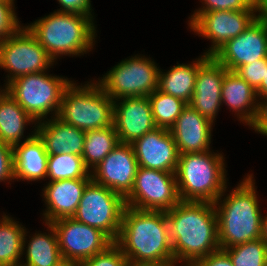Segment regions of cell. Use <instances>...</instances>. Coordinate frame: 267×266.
<instances>
[{"mask_svg":"<svg viewBox=\"0 0 267 266\" xmlns=\"http://www.w3.org/2000/svg\"><path fill=\"white\" fill-rule=\"evenodd\" d=\"M169 235L176 263L192 261L220 250L214 203L180 201L166 211Z\"/></svg>","mask_w":267,"mask_h":266,"instance_id":"1","label":"cell"},{"mask_svg":"<svg viewBox=\"0 0 267 266\" xmlns=\"http://www.w3.org/2000/svg\"><path fill=\"white\" fill-rule=\"evenodd\" d=\"M128 262L134 265H174L165 211L125 207L118 239Z\"/></svg>","mask_w":267,"mask_h":266,"instance_id":"2","label":"cell"},{"mask_svg":"<svg viewBox=\"0 0 267 266\" xmlns=\"http://www.w3.org/2000/svg\"><path fill=\"white\" fill-rule=\"evenodd\" d=\"M226 190L214 202L221 250L261 238L262 229L263 214L260 212L253 175H247L223 198Z\"/></svg>","mask_w":267,"mask_h":266,"instance_id":"3","label":"cell"},{"mask_svg":"<svg viewBox=\"0 0 267 266\" xmlns=\"http://www.w3.org/2000/svg\"><path fill=\"white\" fill-rule=\"evenodd\" d=\"M93 19L79 13L54 11L26 28L55 61L59 56H81L93 49L96 39Z\"/></svg>","mask_w":267,"mask_h":266,"instance_id":"4","label":"cell"},{"mask_svg":"<svg viewBox=\"0 0 267 266\" xmlns=\"http://www.w3.org/2000/svg\"><path fill=\"white\" fill-rule=\"evenodd\" d=\"M224 163L210 150L180 154L175 174L181 201L214 203L227 188Z\"/></svg>","mask_w":267,"mask_h":266,"instance_id":"5","label":"cell"},{"mask_svg":"<svg viewBox=\"0 0 267 266\" xmlns=\"http://www.w3.org/2000/svg\"><path fill=\"white\" fill-rule=\"evenodd\" d=\"M94 82L77 86L72 81L63 91L57 117L85 132L112 126L114 101Z\"/></svg>","mask_w":267,"mask_h":266,"instance_id":"6","label":"cell"},{"mask_svg":"<svg viewBox=\"0 0 267 266\" xmlns=\"http://www.w3.org/2000/svg\"><path fill=\"white\" fill-rule=\"evenodd\" d=\"M46 72V73H45ZM69 78L48 75L47 71L20 76L7 85V92L37 123L47 115L59 114L63 91Z\"/></svg>","mask_w":267,"mask_h":266,"instance_id":"7","label":"cell"},{"mask_svg":"<svg viewBox=\"0 0 267 266\" xmlns=\"http://www.w3.org/2000/svg\"><path fill=\"white\" fill-rule=\"evenodd\" d=\"M159 70L154 61L135 55L112 67L97 83L113 101L148 97L158 89Z\"/></svg>","mask_w":267,"mask_h":266,"instance_id":"8","label":"cell"},{"mask_svg":"<svg viewBox=\"0 0 267 266\" xmlns=\"http://www.w3.org/2000/svg\"><path fill=\"white\" fill-rule=\"evenodd\" d=\"M125 207L122 195L91 180L72 218L102 230L115 242L120 233Z\"/></svg>","mask_w":267,"mask_h":266,"instance_id":"9","label":"cell"},{"mask_svg":"<svg viewBox=\"0 0 267 266\" xmlns=\"http://www.w3.org/2000/svg\"><path fill=\"white\" fill-rule=\"evenodd\" d=\"M54 62L25 26L0 40V67L10 73L6 86L20 76L47 71Z\"/></svg>","mask_w":267,"mask_h":266,"instance_id":"10","label":"cell"},{"mask_svg":"<svg viewBox=\"0 0 267 266\" xmlns=\"http://www.w3.org/2000/svg\"><path fill=\"white\" fill-rule=\"evenodd\" d=\"M181 201L176 174L139 167L126 206L139 210L168 211Z\"/></svg>","mask_w":267,"mask_h":266,"instance_id":"11","label":"cell"},{"mask_svg":"<svg viewBox=\"0 0 267 266\" xmlns=\"http://www.w3.org/2000/svg\"><path fill=\"white\" fill-rule=\"evenodd\" d=\"M58 236L62 259L87 260L106 250L114 241L102 230L71 218L51 222Z\"/></svg>","mask_w":267,"mask_h":266,"instance_id":"12","label":"cell"},{"mask_svg":"<svg viewBox=\"0 0 267 266\" xmlns=\"http://www.w3.org/2000/svg\"><path fill=\"white\" fill-rule=\"evenodd\" d=\"M257 10L210 11L192 14L189 27L199 36L211 40L204 54L213 56L224 44L243 33L257 18Z\"/></svg>","mask_w":267,"mask_h":266,"instance_id":"13","label":"cell"},{"mask_svg":"<svg viewBox=\"0 0 267 266\" xmlns=\"http://www.w3.org/2000/svg\"><path fill=\"white\" fill-rule=\"evenodd\" d=\"M137 169L132 144L119 143L90 173L94 182L125 198L133 188Z\"/></svg>","mask_w":267,"mask_h":266,"instance_id":"14","label":"cell"},{"mask_svg":"<svg viewBox=\"0 0 267 266\" xmlns=\"http://www.w3.org/2000/svg\"><path fill=\"white\" fill-rule=\"evenodd\" d=\"M227 71L213 56L203 54L198 58V73L189 105L212 123L222 105V82Z\"/></svg>","mask_w":267,"mask_h":266,"instance_id":"15","label":"cell"},{"mask_svg":"<svg viewBox=\"0 0 267 266\" xmlns=\"http://www.w3.org/2000/svg\"><path fill=\"white\" fill-rule=\"evenodd\" d=\"M213 57L228 71L267 58V30L256 18L237 37L224 44Z\"/></svg>","mask_w":267,"mask_h":266,"instance_id":"16","label":"cell"},{"mask_svg":"<svg viewBox=\"0 0 267 266\" xmlns=\"http://www.w3.org/2000/svg\"><path fill=\"white\" fill-rule=\"evenodd\" d=\"M113 124L120 143L125 144H132L156 129L149 98L125 97L115 100Z\"/></svg>","mask_w":267,"mask_h":266,"instance_id":"17","label":"cell"},{"mask_svg":"<svg viewBox=\"0 0 267 266\" xmlns=\"http://www.w3.org/2000/svg\"><path fill=\"white\" fill-rule=\"evenodd\" d=\"M132 146L139 167L176 173L180 154L169 129L157 127Z\"/></svg>","mask_w":267,"mask_h":266,"instance_id":"18","label":"cell"},{"mask_svg":"<svg viewBox=\"0 0 267 266\" xmlns=\"http://www.w3.org/2000/svg\"><path fill=\"white\" fill-rule=\"evenodd\" d=\"M213 124L188 104L169 129L179 154L210 150Z\"/></svg>","mask_w":267,"mask_h":266,"instance_id":"19","label":"cell"},{"mask_svg":"<svg viewBox=\"0 0 267 266\" xmlns=\"http://www.w3.org/2000/svg\"><path fill=\"white\" fill-rule=\"evenodd\" d=\"M92 178L66 179L48 182L43 188L46 208L45 223L62 218H71L80 203L86 185Z\"/></svg>","mask_w":267,"mask_h":266,"instance_id":"20","label":"cell"},{"mask_svg":"<svg viewBox=\"0 0 267 266\" xmlns=\"http://www.w3.org/2000/svg\"><path fill=\"white\" fill-rule=\"evenodd\" d=\"M35 133L44 144L48 155L61 153L82 156L86 132L54 117L37 122Z\"/></svg>","mask_w":267,"mask_h":266,"instance_id":"21","label":"cell"},{"mask_svg":"<svg viewBox=\"0 0 267 266\" xmlns=\"http://www.w3.org/2000/svg\"><path fill=\"white\" fill-rule=\"evenodd\" d=\"M14 177L16 180L38 181L47 176L48 153L34 132L13 146Z\"/></svg>","mask_w":267,"mask_h":266,"instance_id":"22","label":"cell"},{"mask_svg":"<svg viewBox=\"0 0 267 266\" xmlns=\"http://www.w3.org/2000/svg\"><path fill=\"white\" fill-rule=\"evenodd\" d=\"M221 100L243 123L250 126L254 121L258 104L256 91L234 71L224 75Z\"/></svg>","mask_w":267,"mask_h":266,"instance_id":"23","label":"cell"},{"mask_svg":"<svg viewBox=\"0 0 267 266\" xmlns=\"http://www.w3.org/2000/svg\"><path fill=\"white\" fill-rule=\"evenodd\" d=\"M31 122L36 125L34 119L6 91L0 98V141L12 147L19 144L25 127Z\"/></svg>","mask_w":267,"mask_h":266,"instance_id":"24","label":"cell"},{"mask_svg":"<svg viewBox=\"0 0 267 266\" xmlns=\"http://www.w3.org/2000/svg\"><path fill=\"white\" fill-rule=\"evenodd\" d=\"M198 73V59L192 64H179L171 67L166 73L159 70L158 90L163 93L182 99L187 104L190 103L196 76Z\"/></svg>","mask_w":267,"mask_h":266,"instance_id":"25","label":"cell"},{"mask_svg":"<svg viewBox=\"0 0 267 266\" xmlns=\"http://www.w3.org/2000/svg\"><path fill=\"white\" fill-rule=\"evenodd\" d=\"M26 228L8 215L0 220V266H20L25 255ZM24 251V252H23Z\"/></svg>","mask_w":267,"mask_h":266,"instance_id":"26","label":"cell"},{"mask_svg":"<svg viewBox=\"0 0 267 266\" xmlns=\"http://www.w3.org/2000/svg\"><path fill=\"white\" fill-rule=\"evenodd\" d=\"M49 232L35 233L26 249V262L20 266H54L62 260L58 245V236L51 223H45Z\"/></svg>","mask_w":267,"mask_h":266,"instance_id":"27","label":"cell"},{"mask_svg":"<svg viewBox=\"0 0 267 266\" xmlns=\"http://www.w3.org/2000/svg\"><path fill=\"white\" fill-rule=\"evenodd\" d=\"M119 143L114 124L86 131L82 154L86 168L91 172Z\"/></svg>","mask_w":267,"mask_h":266,"instance_id":"28","label":"cell"},{"mask_svg":"<svg viewBox=\"0 0 267 266\" xmlns=\"http://www.w3.org/2000/svg\"><path fill=\"white\" fill-rule=\"evenodd\" d=\"M49 182L91 178L90 171L86 168L82 156L75 154L61 153L58 155H48L47 176Z\"/></svg>","mask_w":267,"mask_h":266,"instance_id":"29","label":"cell"},{"mask_svg":"<svg viewBox=\"0 0 267 266\" xmlns=\"http://www.w3.org/2000/svg\"><path fill=\"white\" fill-rule=\"evenodd\" d=\"M155 124L159 128L170 129L188 105L182 99L156 89L148 96Z\"/></svg>","mask_w":267,"mask_h":266,"instance_id":"30","label":"cell"},{"mask_svg":"<svg viewBox=\"0 0 267 266\" xmlns=\"http://www.w3.org/2000/svg\"><path fill=\"white\" fill-rule=\"evenodd\" d=\"M222 250L234 266H267V244L261 238Z\"/></svg>","mask_w":267,"mask_h":266,"instance_id":"31","label":"cell"},{"mask_svg":"<svg viewBox=\"0 0 267 266\" xmlns=\"http://www.w3.org/2000/svg\"><path fill=\"white\" fill-rule=\"evenodd\" d=\"M128 264L127 257L115 242L103 252L78 262V266H127Z\"/></svg>","mask_w":267,"mask_h":266,"instance_id":"32","label":"cell"},{"mask_svg":"<svg viewBox=\"0 0 267 266\" xmlns=\"http://www.w3.org/2000/svg\"><path fill=\"white\" fill-rule=\"evenodd\" d=\"M14 8V0H0V40L15 34L22 27Z\"/></svg>","mask_w":267,"mask_h":266,"instance_id":"33","label":"cell"},{"mask_svg":"<svg viewBox=\"0 0 267 266\" xmlns=\"http://www.w3.org/2000/svg\"><path fill=\"white\" fill-rule=\"evenodd\" d=\"M203 7L194 13L210 11L257 10L256 0H202Z\"/></svg>","mask_w":267,"mask_h":266,"instance_id":"34","label":"cell"},{"mask_svg":"<svg viewBox=\"0 0 267 266\" xmlns=\"http://www.w3.org/2000/svg\"><path fill=\"white\" fill-rule=\"evenodd\" d=\"M267 58H262L240 66L235 73L244 79L254 90H256L265 80Z\"/></svg>","mask_w":267,"mask_h":266,"instance_id":"35","label":"cell"},{"mask_svg":"<svg viewBox=\"0 0 267 266\" xmlns=\"http://www.w3.org/2000/svg\"><path fill=\"white\" fill-rule=\"evenodd\" d=\"M15 180L13 147L0 141V182Z\"/></svg>","mask_w":267,"mask_h":266,"instance_id":"36","label":"cell"},{"mask_svg":"<svg viewBox=\"0 0 267 266\" xmlns=\"http://www.w3.org/2000/svg\"><path fill=\"white\" fill-rule=\"evenodd\" d=\"M60 9L58 12L79 13L93 18L91 0H58Z\"/></svg>","mask_w":267,"mask_h":266,"instance_id":"37","label":"cell"},{"mask_svg":"<svg viewBox=\"0 0 267 266\" xmlns=\"http://www.w3.org/2000/svg\"><path fill=\"white\" fill-rule=\"evenodd\" d=\"M188 266H234L230 257L223 251L211 253L206 257L192 261Z\"/></svg>","mask_w":267,"mask_h":266,"instance_id":"38","label":"cell"},{"mask_svg":"<svg viewBox=\"0 0 267 266\" xmlns=\"http://www.w3.org/2000/svg\"><path fill=\"white\" fill-rule=\"evenodd\" d=\"M249 127H252L255 132L267 134V99L258 102L255 119Z\"/></svg>","mask_w":267,"mask_h":266,"instance_id":"39","label":"cell"},{"mask_svg":"<svg viewBox=\"0 0 267 266\" xmlns=\"http://www.w3.org/2000/svg\"><path fill=\"white\" fill-rule=\"evenodd\" d=\"M257 19L264 25L267 30V0H256Z\"/></svg>","mask_w":267,"mask_h":266,"instance_id":"40","label":"cell"},{"mask_svg":"<svg viewBox=\"0 0 267 266\" xmlns=\"http://www.w3.org/2000/svg\"><path fill=\"white\" fill-rule=\"evenodd\" d=\"M255 91L258 101L261 99L263 100V98L267 99V66H266L265 80L262 81L261 85Z\"/></svg>","mask_w":267,"mask_h":266,"instance_id":"41","label":"cell"},{"mask_svg":"<svg viewBox=\"0 0 267 266\" xmlns=\"http://www.w3.org/2000/svg\"><path fill=\"white\" fill-rule=\"evenodd\" d=\"M261 239L267 244V214L262 216Z\"/></svg>","mask_w":267,"mask_h":266,"instance_id":"42","label":"cell"},{"mask_svg":"<svg viewBox=\"0 0 267 266\" xmlns=\"http://www.w3.org/2000/svg\"><path fill=\"white\" fill-rule=\"evenodd\" d=\"M54 266H78V262L71 261L68 259H62Z\"/></svg>","mask_w":267,"mask_h":266,"instance_id":"43","label":"cell"},{"mask_svg":"<svg viewBox=\"0 0 267 266\" xmlns=\"http://www.w3.org/2000/svg\"><path fill=\"white\" fill-rule=\"evenodd\" d=\"M127 266H174V265H134L129 263Z\"/></svg>","mask_w":267,"mask_h":266,"instance_id":"44","label":"cell"},{"mask_svg":"<svg viewBox=\"0 0 267 266\" xmlns=\"http://www.w3.org/2000/svg\"><path fill=\"white\" fill-rule=\"evenodd\" d=\"M5 86V89H2L1 90V88H0V98L3 96V94L7 91V86L6 85H4Z\"/></svg>","mask_w":267,"mask_h":266,"instance_id":"45","label":"cell"}]
</instances>
